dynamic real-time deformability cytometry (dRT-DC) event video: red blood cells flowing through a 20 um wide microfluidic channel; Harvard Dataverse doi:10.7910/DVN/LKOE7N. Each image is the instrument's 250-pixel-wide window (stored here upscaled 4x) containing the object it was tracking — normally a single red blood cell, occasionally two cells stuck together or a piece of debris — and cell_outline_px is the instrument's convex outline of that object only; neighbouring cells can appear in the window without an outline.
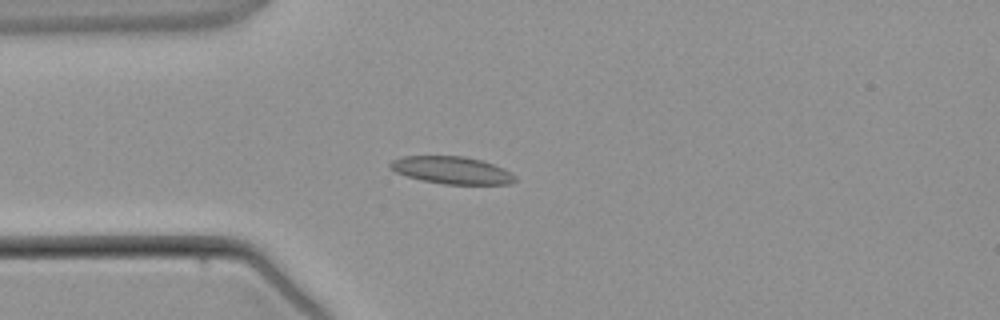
{"species": "common noctule bat (a hibernating species)", "species_latin": "Nyctalus noctula", "temperature_condition": "warm", "stored_images_in_passage": 2, "camera_frame_rate_fps": 3000, "um_per_image_px": 0.085, "animal": {"sex": "male", "body_mass_g": 21.5, "forearm_length_mm": 52.0}, "frame": {"image": 1, "passage_image": 2, "time_ms": 2.0, "image_size_px": [1000, 320], "cell_outline_px": [[516, 180], [512, 184], [444, 184], [420, 180], [396, 172], [388, 168], [388, 164], [392, 160], [404, 156], [464, 156], [480, 160], [504, 168], [516, 176]], "centroid_in_image_um": [38.39, 14.47], "position_along_channel_um": 46.6, "area_um2": 19.94}}